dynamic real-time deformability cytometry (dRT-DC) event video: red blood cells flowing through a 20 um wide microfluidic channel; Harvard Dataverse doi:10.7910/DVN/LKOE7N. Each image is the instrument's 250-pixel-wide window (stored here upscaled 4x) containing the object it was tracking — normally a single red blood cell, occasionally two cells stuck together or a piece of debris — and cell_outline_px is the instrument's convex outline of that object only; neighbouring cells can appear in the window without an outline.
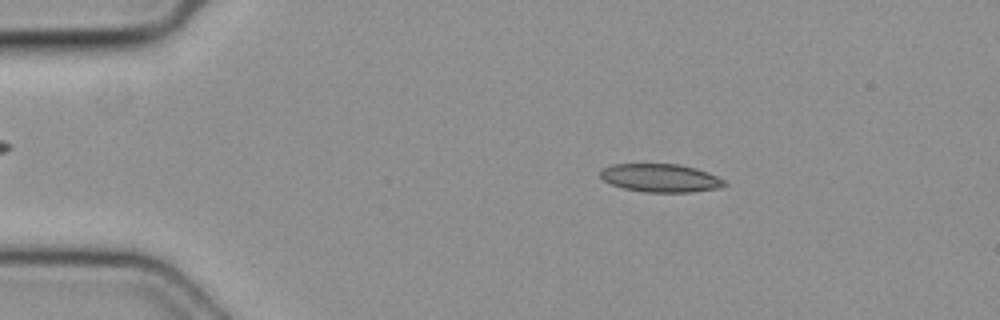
{"species": "common noctule bat (a hibernating species)", "species_latin": "Nyctalus noctula", "temperature_condition": "cold", "stored_images_in_passage": 49, "camera_frame_rate_fps": 3000, "um_per_image_px": 0.085, "animal": {"sex": "female", "body_mass_g": 19.3, "forearm_length_mm": 54.1}, "frame": {"image": 1, "passage_image": 8, "time_ms": 2.333, "image_size_px": [1000, 320], "cell_outline_px": [[728, 184], [716, 188], [692, 192], [644, 192], [624, 188], [612, 184], [604, 180], [600, 176], [600, 172], [604, 168], [612, 164], [680, 164], [696, 168], [708, 172], [724, 180]], "centroid_in_image_um": [56.15, 15.12], "position_along_channel_um": 28.8, "area_um2": 20.29}}
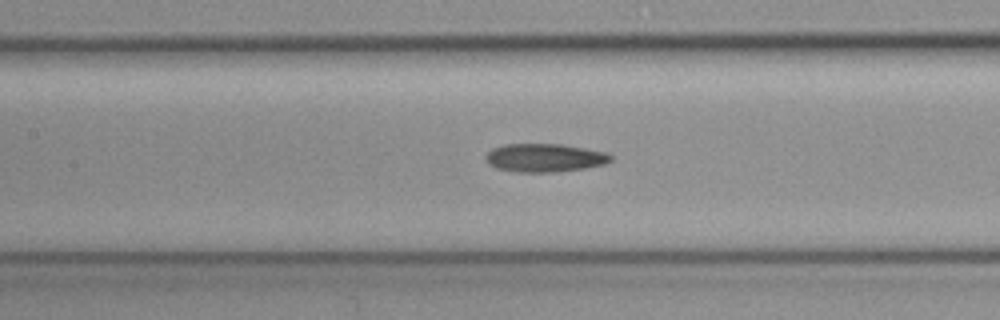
{"frame": {"image": 2, "passage_image": 22, "time_ms": 7.0, "image_size_px": [1000, 320], "cell_outline_px": [[612, 160], [604, 164], [584, 168], [552, 172], [516, 172], [496, 168], [488, 164], [484, 156], [492, 148], [504, 144], [560, 144], [608, 152], [612, 156]], "centroid_in_image_um": [46.27, 13.41], "position_along_channel_um": 161.1, "area_um2": 20.69}}
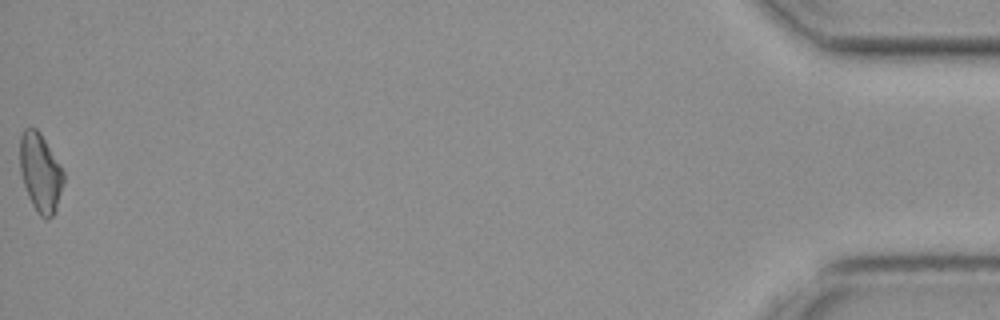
{"frame": {"image": 3, "passage_image": 49, "time_ms": 16.0, "image_size_px": [1000, 320], "cell_outline_px": [[64, 180], [56, 212], [48, 220], [44, 220], [36, 212], [28, 196], [20, 172], [20, 136], [24, 128], [36, 128], [40, 132], [60, 164], [64, 172]], "centroid_in_image_um": [3.44, 14.7], "position_along_channel_um": 431.8, "area_um2": 20.17}}